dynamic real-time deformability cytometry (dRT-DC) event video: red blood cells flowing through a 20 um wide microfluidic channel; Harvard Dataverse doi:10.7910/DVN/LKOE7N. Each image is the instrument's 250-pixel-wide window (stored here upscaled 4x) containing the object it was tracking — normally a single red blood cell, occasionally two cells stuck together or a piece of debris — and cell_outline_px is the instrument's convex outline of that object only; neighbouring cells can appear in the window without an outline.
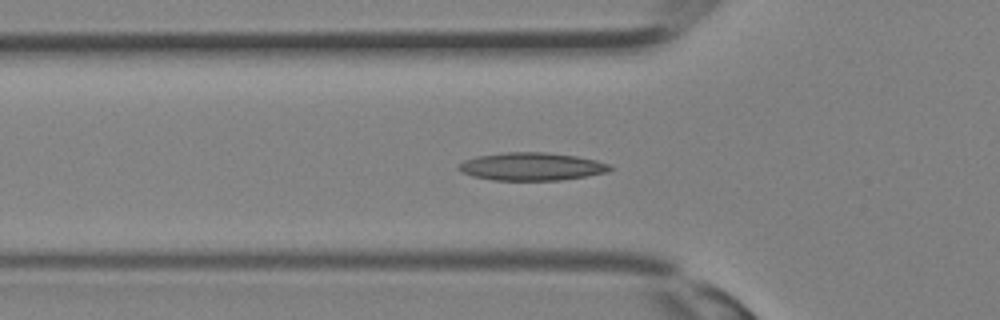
{"species": "Egyptian fruit bat (a non-hibernating species)", "species_latin": "Rousettus aegyptiacus", "temperature_condition": "room temperature", "stored_images_in_passage": 25, "camera_frame_rate_fps": 3000, "um_per_image_px": 0.085, "animal": {"sex": "female"}, "frame": {"image": 1, "passage_image": 2, "time_ms": 0.333, "image_size_px": [1000, 320], "cell_outline_px": [[616, 168], [608, 172], [560, 180], [492, 180], [472, 176], [456, 168], [464, 160], [476, 156], [504, 152], [548, 152], [576, 156], [596, 160], [608, 164]], "centroid_in_image_um": [45.2, 14.15], "position_along_channel_um": 80.6, "area_um2": 24.62}}
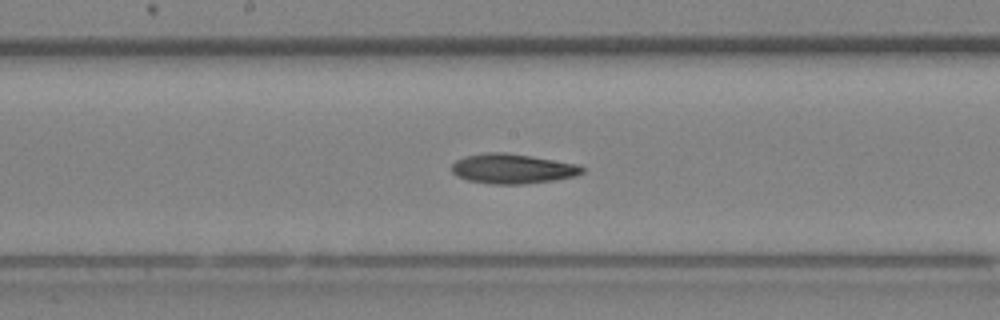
{"frame": {"image": 2, "passage_image": 8, "time_ms": 2.333, "image_size_px": [1000, 320], "cell_outline_px": [[584, 172], [576, 176], [552, 180], [524, 184], [492, 184], [468, 180], [456, 176], [452, 172], [452, 164], [456, 160], [464, 156], [484, 152], [504, 152], [532, 156], [580, 164], [584, 168]], "centroid_in_image_um": [43.57, 14.33], "position_along_channel_um": 204.6, "area_um2": 22.83}}
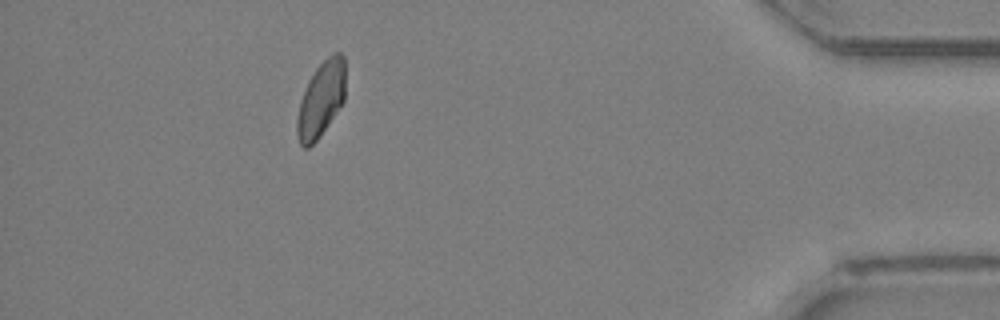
{"frame": {"image": 3, "passage_image": 25, "time_ms": 8.0, "image_size_px": [1000, 320], "cell_outline_px": [[344, 100], [320, 136], [308, 148], [304, 148], [300, 144], [296, 132], [296, 120], [300, 100], [308, 80], [316, 68], [332, 52], [340, 52], [344, 56]], "centroid_in_image_um": [27.26, 8.43], "position_along_channel_um": 407.9, "area_um2": 21.1}}